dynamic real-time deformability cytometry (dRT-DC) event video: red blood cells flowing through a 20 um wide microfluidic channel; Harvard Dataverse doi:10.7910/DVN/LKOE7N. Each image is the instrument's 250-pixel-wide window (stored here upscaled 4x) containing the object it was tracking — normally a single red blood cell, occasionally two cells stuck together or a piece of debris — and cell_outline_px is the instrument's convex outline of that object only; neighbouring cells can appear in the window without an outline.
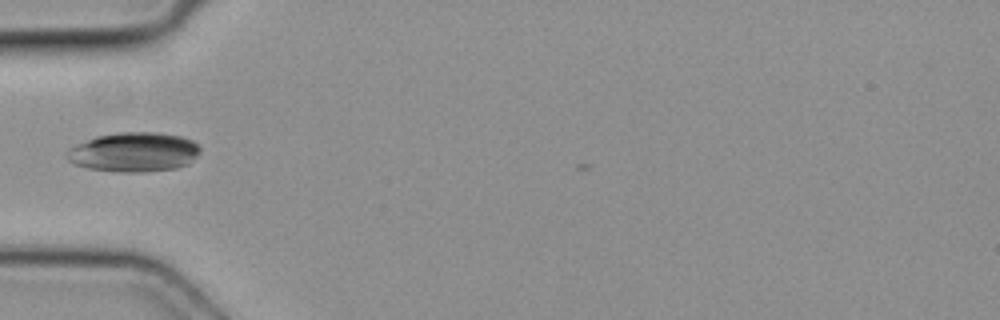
{"species": "common noctule bat (a hibernating species)", "species_latin": "Nyctalus noctula", "temperature_condition": "cold", "stored_images_in_passage": 33, "segment_of_instrument_passage": [1, 2], "camera_frame_rate_fps": 3000, "um_per_image_px": 0.085, "animal": {"sex": "female", "body_mass_g": 19.3, "forearm_length_mm": 54.1}, "frame": {"image": 1, "passage_image": 1, "time_ms": 0.0, "image_size_px": [1000, 320], "cell_outline_px": [[200, 152], [188, 164], [176, 168], [144, 172], [120, 172], [88, 168], [72, 164], [64, 156], [68, 148], [76, 144], [96, 136], [116, 132], [156, 132], [180, 136], [192, 140], [200, 144]], "centroid_in_image_um": [11.36, 12.92], "position_along_channel_um": 73.6, "area_um2": 30.98}}
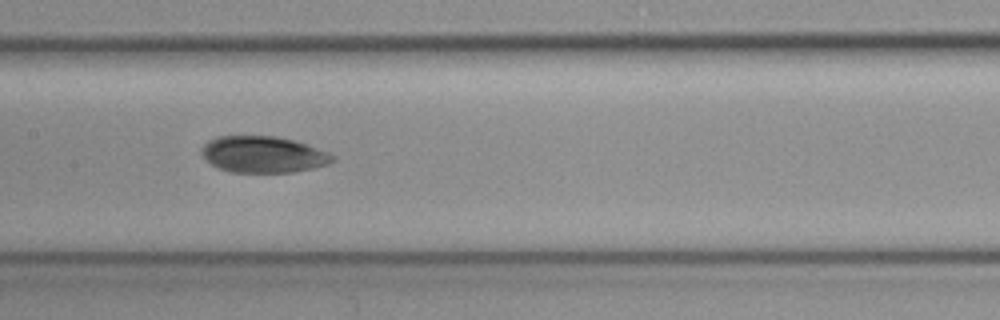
{"frame": {"image": 2, "passage_image": 9, "time_ms": 2.667, "image_size_px": [1000, 320], "cell_outline_px": [[336, 160], [328, 164], [312, 168], [292, 172], [232, 172], [220, 168], [212, 164], [200, 152], [204, 144], [208, 140], [216, 136], [276, 136], [296, 140], [308, 144], [328, 152]], "centroid_in_image_um": [22.38, 13.11], "position_along_channel_um": 185.0, "area_um2": 27.74}}
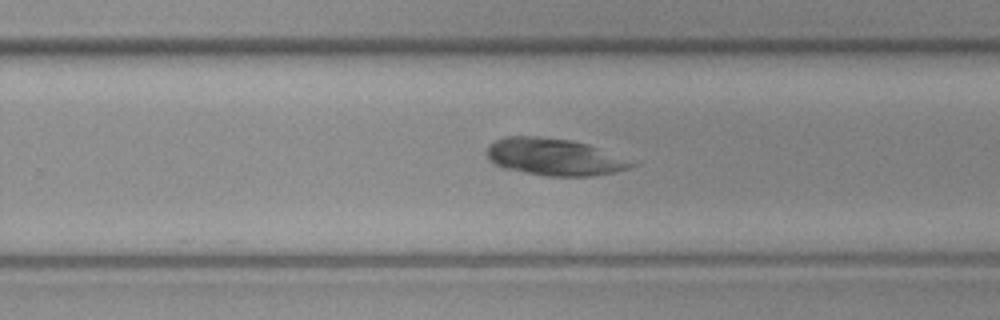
{"frame": {"image": 3, "passage_image": 16, "time_ms": 5.0, "image_size_px": [1000, 320], "cell_outline_px": [[636, 164], [628, 168], [612, 172], [592, 176], [548, 176], [504, 168], [496, 164], [488, 156], [488, 144], [504, 136], [536, 136], [572, 140], [588, 144]], "centroid_in_image_um": [47.05, 13.33], "position_along_channel_um": 282.7, "area_um2": 30.52}}